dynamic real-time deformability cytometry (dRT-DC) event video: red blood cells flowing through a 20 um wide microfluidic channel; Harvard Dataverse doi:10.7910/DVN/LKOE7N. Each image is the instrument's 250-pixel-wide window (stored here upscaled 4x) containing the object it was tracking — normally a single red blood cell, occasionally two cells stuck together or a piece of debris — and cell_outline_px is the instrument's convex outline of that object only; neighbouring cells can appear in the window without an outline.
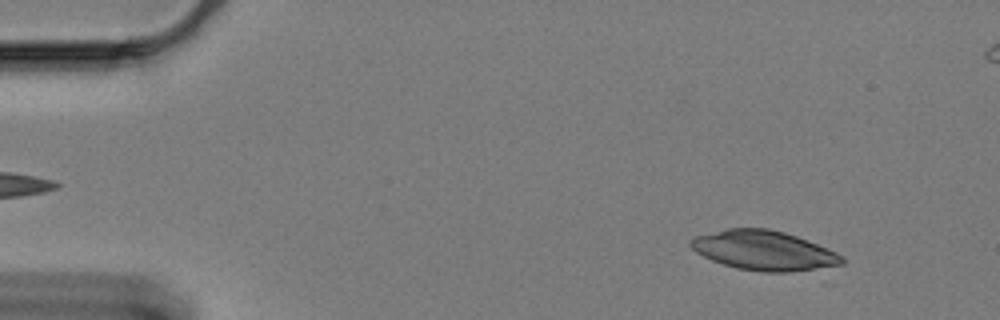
{"species": "Egyptian fruit bat (a non-hibernating species)", "species_latin": "Rousettus aegyptiacus", "temperature_condition": "cold", "stored_images_in_passage": 47, "camera_frame_rate_fps": 3000, "um_per_image_px": 0.085, "animal": {"sex": "female"}, "frame": {"image": 1, "passage_image": 7, "time_ms": 2.0, "image_size_px": [1000, 320], "cell_outline_px": [[828, 264], [808, 268], [748, 268], [732, 264], [720, 260], [756, 232], [776, 232], [812, 244], [828, 252]], "centroid_in_image_um": [65.99, 21.48], "position_along_channel_um": 19.0, "area_um2": 20.0}}
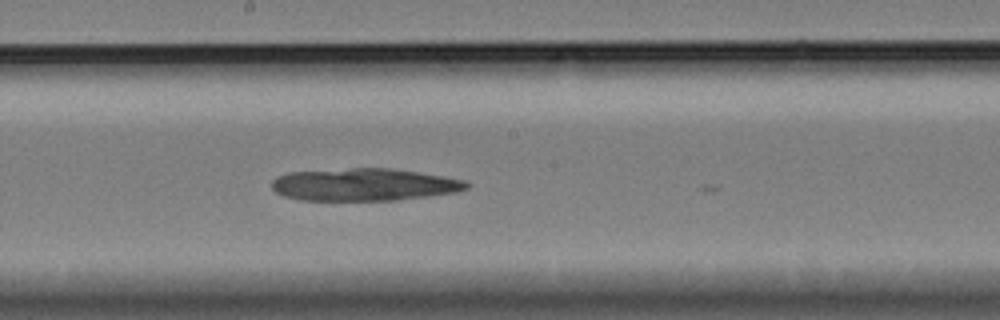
{"frame": {"image": 2, "passage_image": 33, "time_ms": 10.667, "image_size_px": [1000, 320], "cell_outline_px": [[464, 184], [456, 188], [396, 196], [356, 196], [316, 176], [392, 172], [424, 176], [448, 180]], "centroid_in_image_um": [33.0, 15.63], "position_along_channel_um": 215.2, "area_um2": 16.7}}
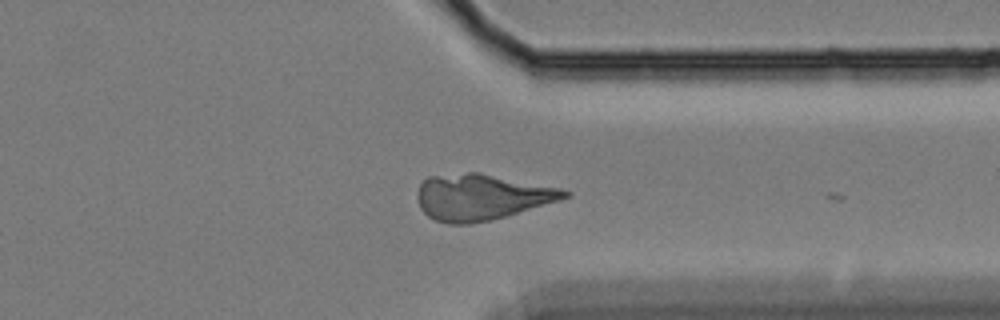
{"frame": {"image": 3, "passage_image": 47, "time_ms": 15.333, "image_size_px": [1000, 320], "cell_outline_px": [[564, 196], [508, 212], [500, 212], [476, 176], [480, 176], [564, 192]], "centroid_in_image_um": [43.86, 16.5], "position_along_channel_um": 367.5, "area_um2": 11.68}}